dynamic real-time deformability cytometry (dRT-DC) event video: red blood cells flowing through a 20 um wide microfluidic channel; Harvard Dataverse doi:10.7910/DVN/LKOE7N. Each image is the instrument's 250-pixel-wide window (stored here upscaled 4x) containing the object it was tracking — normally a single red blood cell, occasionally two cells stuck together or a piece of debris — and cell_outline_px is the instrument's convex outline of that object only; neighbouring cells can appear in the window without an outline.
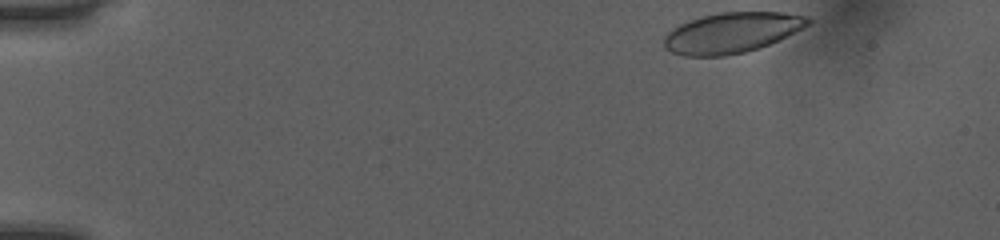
{"species": "human", "species_latin": "Homo sapiens", "temperature_condition": "room temperature", "stored_images_in_passage": 40, "camera_frame_rate_fps": 3000, "um_per_image_px": 0.085, "donor": {"sex": "female"}, "frame": {"image": 1, "passage_image": 1, "time_ms": 0.0, "image_size_px": [1000, 240], "cell_outline_px": [[812, 20], [804, 28], [760, 48], [744, 52], [724, 56], [684, 56], [672, 52], [664, 48], [664, 36], [672, 28], [688, 20], [700, 16], [720, 12], [780, 12], [808, 16]], "centroid_in_image_um": [62.18, 2.77], "position_along_channel_um": 22.8, "area_um2": 34.04}}
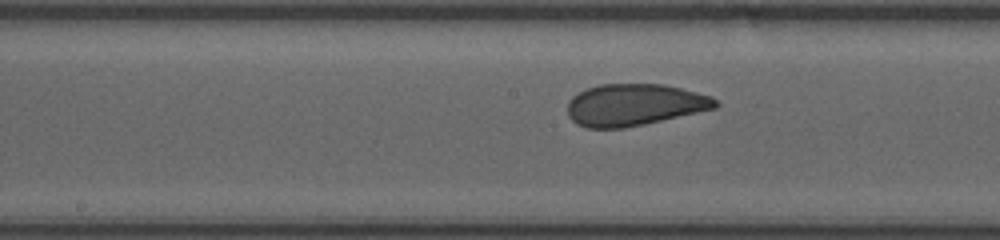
{"frame": {"image": 2, "passage_image": 22, "time_ms": 7.0, "image_size_px": [1000, 240], "cell_outline_px": [[720, 104], [716, 108], [644, 124], [624, 128], [588, 128], [576, 124], [568, 116], [568, 100], [572, 96], [588, 88], [600, 84], [664, 84], [712, 96]], "centroid_in_image_um": [53.91, 8.91], "position_along_channel_um": 194.3, "area_um2": 36.01}}
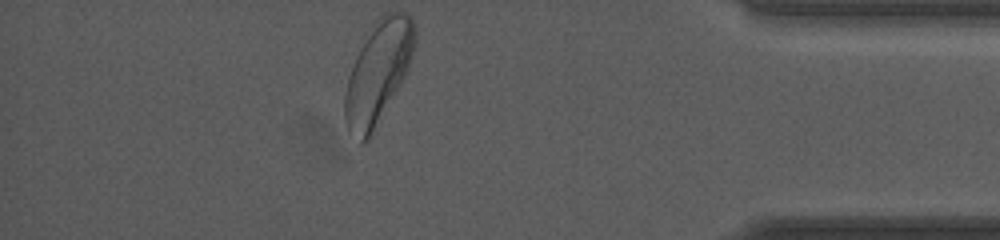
{"frame": {"image": 3, "passage_image": 40, "time_ms": 13.0, "image_size_px": [1000, 240], "cell_outline_px": [[416, 36], [412, 56], [408, 68], [404, 76], [368, 140], [364, 144], [360, 144], [348, 132], [344, 120], [344, 92], [348, 76], [352, 64], [364, 32], [384, 12], [404, 12], [412, 16], [416, 28]], "centroid_in_image_um": [32.09, 6.11], "position_along_channel_um": 403.1, "area_um2": 42.19}, "authors_computed_cell_mechanics": {"area_um2": 36.2695, "velocity_mm_per_s": 4.0283, "shape_relaxation_time_tau1_ms": 5.1621, "shape_relaxation_time_tau2_ms": 0.8004, "deformation_change_tau1": 0.1503, "deformation_change_tau2": 0.0729}}